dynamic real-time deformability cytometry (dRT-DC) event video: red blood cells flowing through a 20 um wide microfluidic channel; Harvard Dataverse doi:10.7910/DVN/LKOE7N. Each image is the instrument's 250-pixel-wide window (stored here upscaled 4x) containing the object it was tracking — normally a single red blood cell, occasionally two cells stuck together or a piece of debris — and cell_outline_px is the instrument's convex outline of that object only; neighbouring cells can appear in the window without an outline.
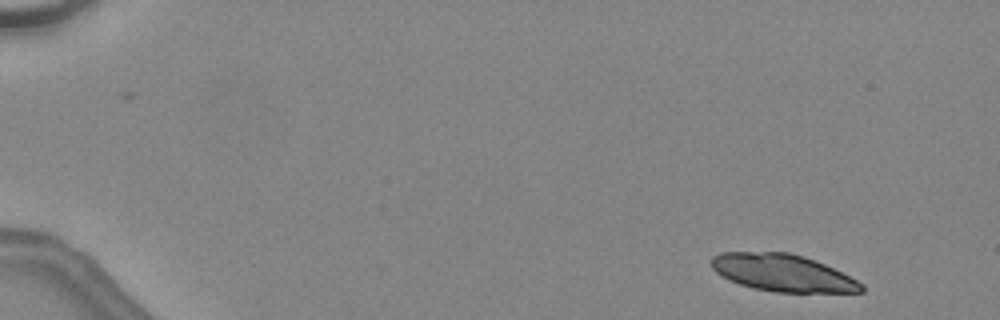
{"species": "common noctule bat (a hibernating species)", "species_latin": "Nyctalus noctula", "temperature_condition": "warm", "stored_images_in_passage": 12, "camera_frame_rate_fps": 3000, "um_per_image_px": 0.085, "animal": {"sex": "female", "body_mass_g": 24.6, "forearm_length_mm": 56.2}, "frame": {"image": 1, "passage_image": 3, "time_ms": 0.667, "image_size_px": [1000, 320], "cell_outline_px": [[864, 292], [776, 292], [752, 288], [728, 280], [716, 272], [712, 268], [708, 260], [712, 256], [720, 252], [788, 252], [804, 256], [824, 264], [864, 284]], "centroid_in_image_um": [66.47, 23.18], "position_along_channel_um": 18.5, "area_um2": 32.48}}